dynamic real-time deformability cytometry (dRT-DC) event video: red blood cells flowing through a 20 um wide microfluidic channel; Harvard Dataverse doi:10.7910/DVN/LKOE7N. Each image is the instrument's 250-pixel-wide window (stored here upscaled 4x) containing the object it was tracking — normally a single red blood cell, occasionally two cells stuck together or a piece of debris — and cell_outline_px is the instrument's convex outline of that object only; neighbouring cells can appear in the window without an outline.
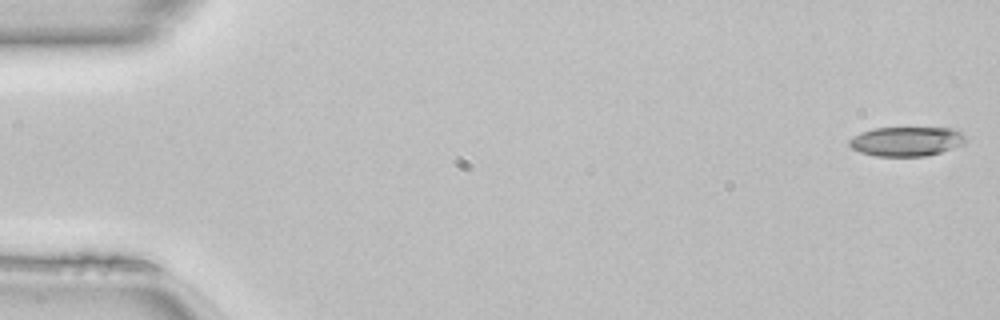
{"species": "common noctule bat (a hibernating species)", "species_latin": "Nyctalus noctula", "temperature_condition": "room temperature", "stored_images_in_passage": 13, "camera_frame_rate_fps": 3000, "um_per_image_px": 0.085, "animal": {"sex": "female", "body_mass_g": 22.7, "forearm_length_mm": 54.2}, "frame": {"image": 1, "passage_image": 1, "time_ms": 0.0, "image_size_px": [1000, 320], "cell_outline_px": [[964, 144], [940, 152], [924, 156], [876, 156], [860, 152], [852, 148], [848, 144], [848, 140], [860, 132], [872, 128], [956, 128], [964, 136]], "centroid_in_image_um": [77.01, 12.01], "position_along_channel_um": 8.0, "area_um2": 19.88}}